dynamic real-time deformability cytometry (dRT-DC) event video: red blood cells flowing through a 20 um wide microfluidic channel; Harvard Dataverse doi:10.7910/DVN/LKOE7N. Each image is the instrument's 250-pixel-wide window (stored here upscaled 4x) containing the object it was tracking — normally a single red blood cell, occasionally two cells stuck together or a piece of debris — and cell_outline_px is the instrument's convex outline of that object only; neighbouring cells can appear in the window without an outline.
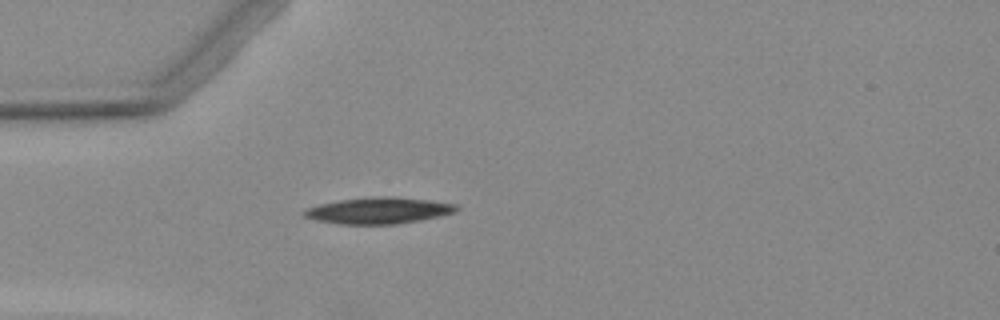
{"species": "Egyptian fruit bat (a non-hibernating species)", "species_latin": "Rousettus aegyptiacus", "temperature_condition": "warm", "stored_images_in_passage": 2, "camera_frame_rate_fps": 3000, "um_per_image_px": 0.085, "animal": {"sex": "female"}, "frame": {"image": 1, "passage_image": 2, "time_ms": 1.333, "image_size_px": [1000, 320], "cell_outline_px": [[460, 208], [456, 212], [420, 220], [396, 224], [340, 224], [316, 220], [304, 216], [300, 212], [308, 208], [320, 204], [340, 200], [372, 196], [392, 196], [428, 200], [456, 204]], "centroid_in_image_um": [32.18, 17.89], "position_along_channel_um": 52.8, "area_um2": 23.35}}